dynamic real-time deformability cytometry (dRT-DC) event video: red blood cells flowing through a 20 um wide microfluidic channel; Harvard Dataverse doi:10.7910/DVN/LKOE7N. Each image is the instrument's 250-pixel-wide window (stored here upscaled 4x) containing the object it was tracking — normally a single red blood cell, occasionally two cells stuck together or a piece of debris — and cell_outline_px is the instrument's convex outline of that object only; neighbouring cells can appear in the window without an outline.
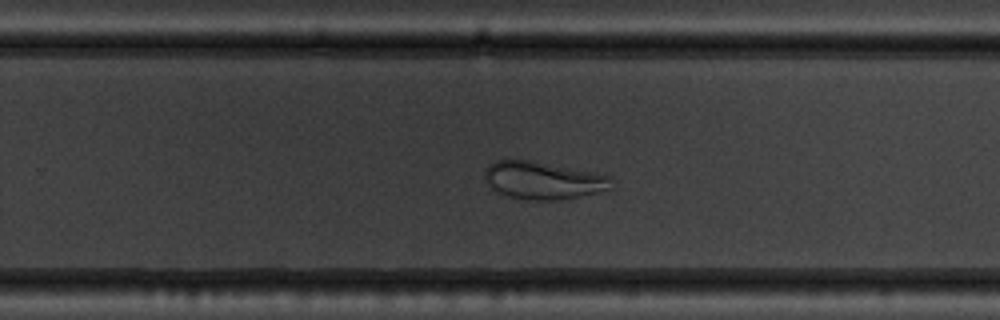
{"species": "common noctule bat (a hibernating species)", "species_latin": "Nyctalus noctula", "temperature_condition": "warm", "stored_images_in_passage": 45, "camera_frame_rate_fps": 3000, "um_per_image_px": 0.085, "animal": {"sex": "male", "body_mass_g": 19.5, "forearm_length_mm": 54.6}, "frame": {"image": 1, "passage_image": 26, "time_ms": 8.333, "image_size_px": [1000, 320], "cell_outline_px": [[612, 188], [564, 200], [528, 200], [508, 196], [496, 192], [484, 180], [484, 172], [488, 164], [496, 160], [508, 156], [596, 172], [612, 176]], "centroid_in_image_um": [46.11, 15.3], "position_along_channel_um": 283.7, "area_um2": 28.55}}
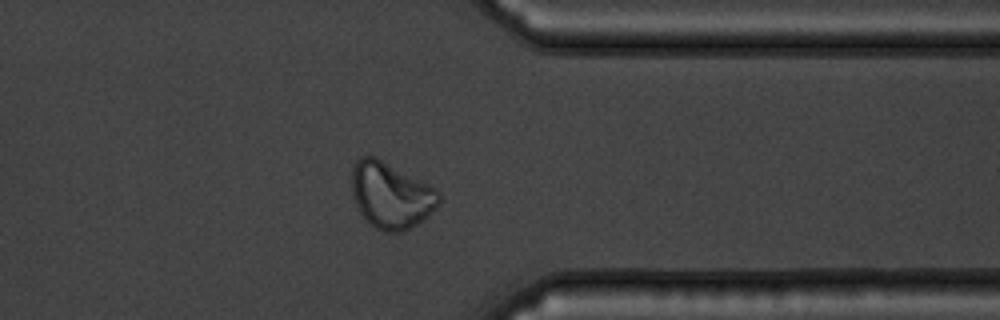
{"frame": {"image": 2, "passage_image": 34, "time_ms": 11.0, "image_size_px": [1000, 320], "cell_outline_px": [[440, 204], [428, 216], [404, 232], [384, 232], [368, 224], [360, 212], [356, 204], [352, 192], [352, 168], [356, 160], [360, 156], [376, 156], [440, 192]], "centroid_in_image_um": [33.21, 16.62], "position_along_channel_um": 378.2, "area_um2": 33.47}}
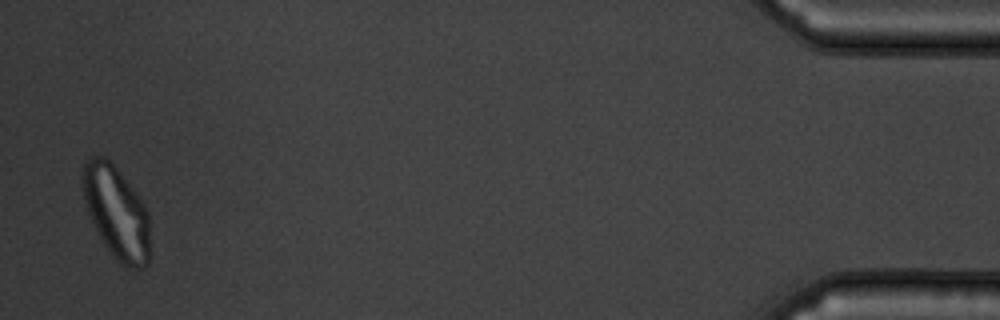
{"frame": {"image": 3, "passage_image": 44, "time_ms": 14.333, "image_size_px": [1000, 320], "cell_outline_px": [[148, 260], [140, 268], [128, 272], [112, 256], [104, 244], [88, 212], [84, 200], [80, 180], [80, 176], [84, 164], [92, 156], [104, 156], [116, 168], [132, 188], [144, 204], [148, 212]], "centroid_in_image_um": [9.86, 18.07], "position_along_channel_um": 425.3, "area_um2": 36.13}}